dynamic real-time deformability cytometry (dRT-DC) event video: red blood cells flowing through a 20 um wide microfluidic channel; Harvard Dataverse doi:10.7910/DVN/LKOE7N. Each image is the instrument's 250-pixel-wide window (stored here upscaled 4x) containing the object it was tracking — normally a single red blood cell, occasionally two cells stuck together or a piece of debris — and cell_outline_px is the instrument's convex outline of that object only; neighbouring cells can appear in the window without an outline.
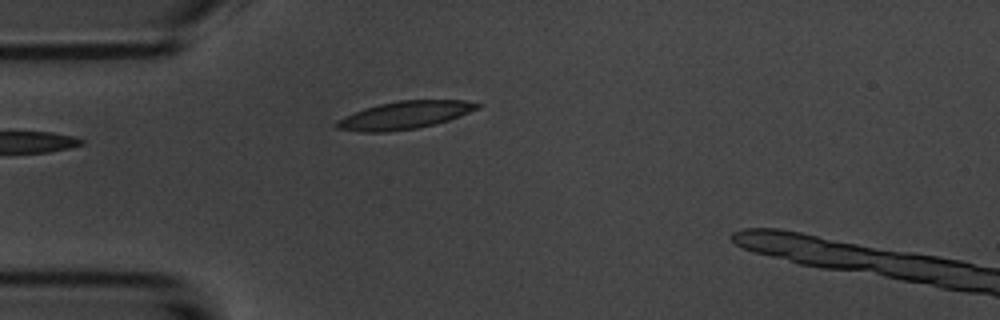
{"species": "common noctule bat (a hibernating species)", "species_latin": "Nyctalus noctula", "temperature_condition": "room temperature", "stored_images_in_passage": 5, "camera_frame_rate_fps": 3000, "um_per_image_px": 0.085, "animal": {"sex": "male", "body_mass_g": 20.1, "forearm_length_mm": 53.5}, "frame": {"image": 1, "passage_image": 5, "time_ms": 4.333, "image_size_px": [1000, 320], "cell_outline_px": [[484, 104], [480, 108], [448, 120], [416, 128], [384, 132], [360, 132], [336, 128], [332, 124], [336, 120], [344, 116], [364, 108], [380, 104], [400, 100], [464, 100]], "centroid_in_image_um": [34.37, 9.78], "position_along_channel_um": 50.6, "area_um2": 22.72}}